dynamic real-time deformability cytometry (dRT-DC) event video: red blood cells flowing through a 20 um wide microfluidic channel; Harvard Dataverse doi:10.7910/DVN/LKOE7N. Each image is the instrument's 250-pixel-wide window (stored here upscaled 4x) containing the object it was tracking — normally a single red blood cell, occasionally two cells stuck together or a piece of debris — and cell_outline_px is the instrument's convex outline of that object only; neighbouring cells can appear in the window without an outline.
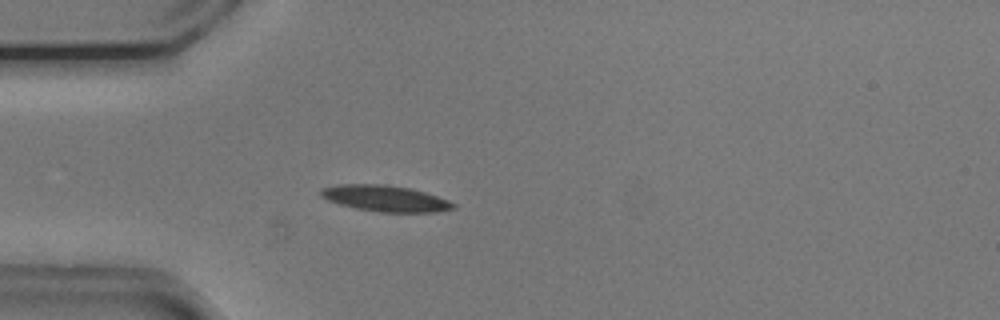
{"species": "common noctule bat (a hibernating species)", "species_latin": "Nyctalus noctula", "temperature_condition": "cold", "stored_images_in_passage": 50, "camera_frame_rate_fps": 3000, "um_per_image_px": 0.085, "animal": {"sex": "male", "body_mass_g": 20.5, "forearm_length_mm": 52.5}, "frame": {"image": 1, "passage_image": 11, "time_ms": 3.333, "image_size_px": [1000, 320], "cell_outline_px": [[456, 208], [436, 212], [380, 212], [356, 208], [340, 204], [328, 200], [320, 196], [320, 188], [336, 184], [384, 184], [412, 188], [448, 200], [456, 204]], "centroid_in_image_um": [32.73, 16.86], "position_along_channel_um": 52.3, "area_um2": 20.23}}
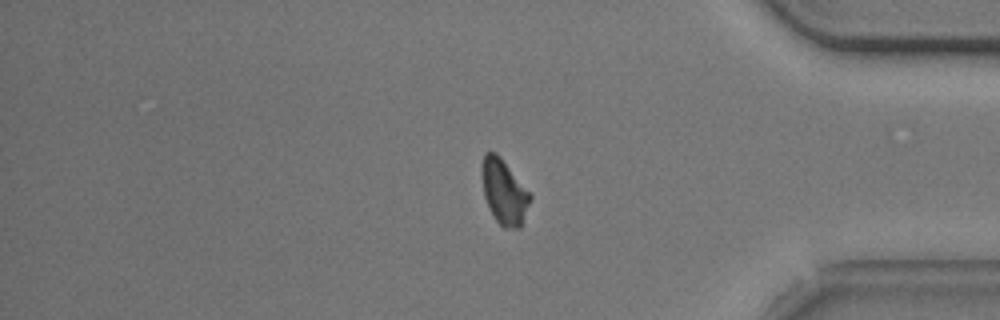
{"frame": {"image": 2, "passage_image": 41, "time_ms": 13.333, "image_size_px": [1000, 320], "cell_outline_px": [[532, 196], [520, 228], [504, 228], [496, 220], [484, 196], [480, 172], [484, 152], [496, 152], [500, 156]], "centroid_in_image_um": [42.82, 16.28], "position_along_channel_um": 392.4, "area_um2": 18.03}}
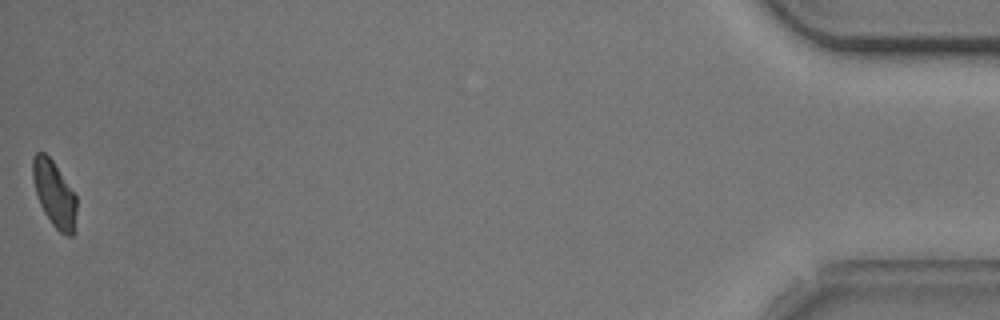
{"frame": {"image": 3, "passage_image": 50, "time_ms": 16.333, "image_size_px": [1000, 320], "cell_outline_px": [[76, 232], [72, 236], [68, 236], [60, 232], [52, 224], [44, 212], [40, 204], [36, 192], [32, 176], [32, 156], [36, 152], [44, 152], [52, 160], [76, 192]], "centroid_in_image_um": [4.65, 16.49], "position_along_channel_um": 430.6, "area_um2": 17.17}, "authors_computed_cell_mechanics": {"area_um2": 18.9006, "velocity_mm_per_s": 3.7248, "shape_relaxation_time_tau1_ms": 2.9907, "shape_relaxation_time_tau2_ms": null, "deformation_change_tau1": 0.106, "deformation_change_tau2": null}}